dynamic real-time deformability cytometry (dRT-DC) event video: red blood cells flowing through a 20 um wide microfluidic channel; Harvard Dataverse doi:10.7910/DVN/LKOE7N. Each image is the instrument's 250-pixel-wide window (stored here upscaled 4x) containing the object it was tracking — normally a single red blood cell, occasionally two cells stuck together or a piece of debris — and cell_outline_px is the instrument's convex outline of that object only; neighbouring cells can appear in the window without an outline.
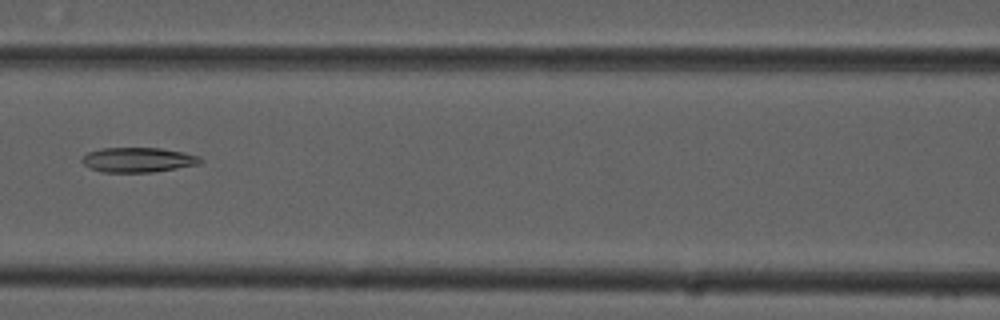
{"species": "common noctule bat (a hibernating species)", "species_latin": "Nyctalus noctula", "temperature_condition": "cold", "stored_images_in_passage": 7, "camera_frame_rate_fps": 3000, "um_per_image_px": 0.085, "animal": {"sex": "male", "forearm_length_mm": 52.5}, "frame": {"image": 1, "passage_image": 7, "time_ms": 2.0, "image_size_px": [1000, 320], "cell_outline_px": [[204, 160], [200, 164], [152, 172], [100, 172], [84, 164], [80, 160], [88, 152], [104, 148], [160, 148], [184, 152], [200, 156]], "centroid_in_image_um": [11.77, 13.58], "position_along_channel_um": 154.8, "area_um2": 17.05}}